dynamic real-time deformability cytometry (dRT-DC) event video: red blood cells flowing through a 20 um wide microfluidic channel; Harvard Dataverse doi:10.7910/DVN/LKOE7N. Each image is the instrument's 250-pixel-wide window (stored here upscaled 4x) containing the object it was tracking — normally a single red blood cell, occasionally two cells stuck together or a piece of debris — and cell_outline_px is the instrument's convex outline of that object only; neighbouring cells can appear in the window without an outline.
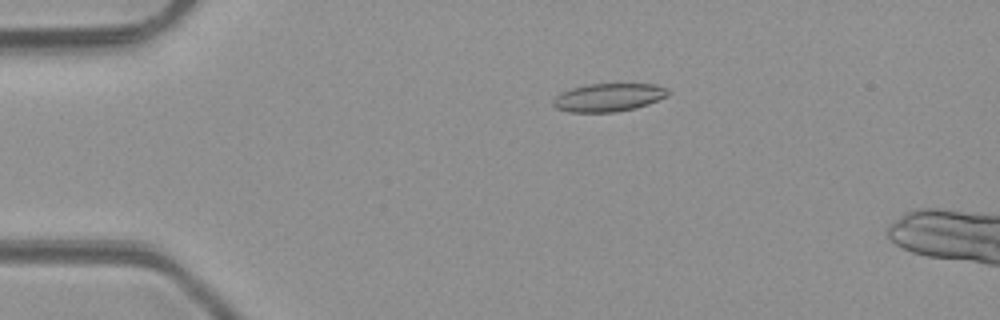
{"species": "common noctule bat (a hibernating species)", "species_latin": "Nyctalus noctula", "temperature_condition": "room temperature", "stored_images_in_passage": 2, "camera_frame_rate_fps": 3000, "um_per_image_px": 0.085, "animal": {"sex": "male", "body_mass_g": 23.1, "forearm_length_mm": 52.7}, "frame": {"image": 1, "passage_image": 1, "time_ms": 0.0, "image_size_px": [1000, 320], "cell_outline_px": [[668, 96], [648, 104], [636, 108], [616, 112], [568, 112], [556, 108], [552, 104], [552, 100], [560, 92], [572, 88], [588, 84], [656, 84], [664, 88], [668, 92]], "centroid_in_image_um": [51.69, 8.29], "position_along_channel_um": 33.3, "area_um2": 18.84}}